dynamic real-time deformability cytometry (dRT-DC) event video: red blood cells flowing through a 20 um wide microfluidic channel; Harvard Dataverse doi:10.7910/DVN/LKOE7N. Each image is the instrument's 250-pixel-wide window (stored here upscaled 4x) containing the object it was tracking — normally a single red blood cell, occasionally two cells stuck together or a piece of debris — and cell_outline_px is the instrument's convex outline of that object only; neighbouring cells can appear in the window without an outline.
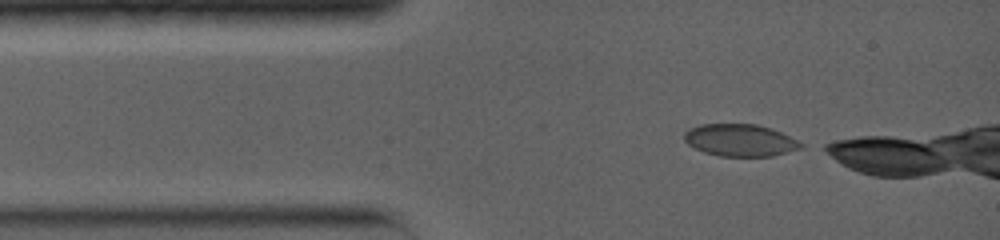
{"species": "common noctule bat (a hibernating species)", "species_latin": "Nyctalus noctula", "temperature_condition": "warm", "stored_images_in_passage": 7, "camera_frame_rate_fps": 5000, "um_per_image_px": 0.085, "animal": {"sex": "female", "body_mass_g": 19.0, "forearm_length_mm": 56.7}, "frame": {"image": 1, "passage_image": 1, "time_ms": 0.0, "image_size_px": [1000, 240], "cell_outline_px": [[804, 148], [772, 156], [720, 156], [704, 152], [688, 144], [684, 140], [684, 132], [688, 128], [700, 124], [756, 124], [772, 128], [804, 144]], "centroid_in_image_um": [62.9, 11.91], "position_along_channel_um": 22.1, "area_um2": 21.91}}